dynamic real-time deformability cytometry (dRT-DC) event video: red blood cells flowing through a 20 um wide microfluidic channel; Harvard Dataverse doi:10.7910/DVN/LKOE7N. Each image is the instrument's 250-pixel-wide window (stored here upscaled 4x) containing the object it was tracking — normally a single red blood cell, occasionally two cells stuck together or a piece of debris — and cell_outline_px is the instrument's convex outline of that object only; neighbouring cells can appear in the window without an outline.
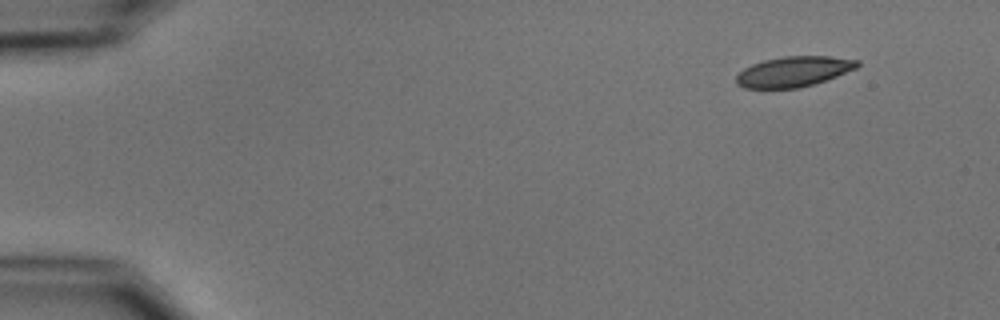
{"species": "common noctule bat (a hibernating species)", "species_latin": "Nyctalus noctula", "temperature_condition": "cold", "stored_images_in_passage": 4, "camera_frame_rate_fps": 3000, "um_per_image_px": 0.085, "animal": {"sex": "male", "body_mass_g": 15.6}, "frame": {"image": 1, "passage_image": 1, "time_ms": 0.0, "image_size_px": [1000, 320], "cell_outline_px": [[860, 64], [856, 68], [836, 76], [800, 88], [744, 88], [736, 84], [736, 76], [744, 68], [752, 64], [764, 60], [784, 56], [832, 56], [860, 60]], "centroid_in_image_um": [67.46, 6.08], "position_along_channel_um": 17.5, "area_um2": 21.33}}
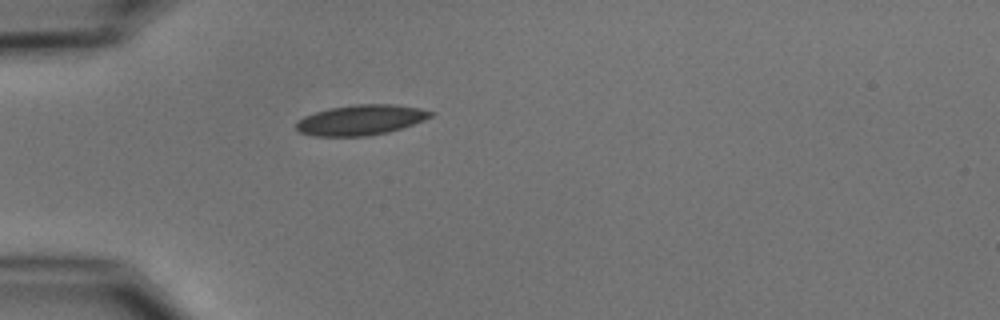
{"frame": {"image": 2, "passage_image": 4, "time_ms": 3.667, "image_size_px": [1000, 320], "cell_outline_px": [[436, 112], [432, 116], [424, 120], [388, 132], [368, 136], [312, 136], [300, 132], [296, 128], [296, 120], [304, 116], [328, 108], [352, 104], [396, 104], [420, 108]], "centroid_in_image_um": [30.66, 10.19], "position_along_channel_um": 54.3, "area_um2": 23.87}}